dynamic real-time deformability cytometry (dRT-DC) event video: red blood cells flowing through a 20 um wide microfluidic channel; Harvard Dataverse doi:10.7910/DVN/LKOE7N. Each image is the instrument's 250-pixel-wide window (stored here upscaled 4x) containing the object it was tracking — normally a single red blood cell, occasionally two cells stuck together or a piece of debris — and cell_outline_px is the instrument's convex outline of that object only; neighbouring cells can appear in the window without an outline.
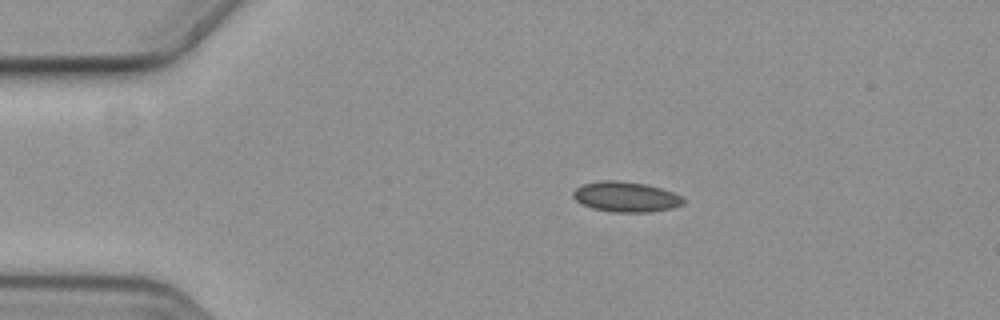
{"species": "common noctule bat (a hibernating species)", "species_latin": "Nyctalus noctula", "temperature_condition": "cold", "stored_images_in_passage": 3, "camera_frame_rate_fps": 3000, "um_per_image_px": 0.085, "animal": {"sex": "female", "body_mass_g": 19.3, "forearm_length_mm": 54.1}, "frame": {"image": 1, "passage_image": 1, "time_ms": 0.0, "image_size_px": [1000, 320], "cell_outline_px": [[684, 204], [672, 208], [652, 212], [612, 212], [592, 208], [580, 204], [572, 196], [572, 192], [576, 188], [584, 184], [600, 180], [616, 180], [644, 184], [660, 188], [672, 192], [680, 196], [684, 200]], "centroid_in_image_um": [53.17, 16.74], "position_along_channel_um": 31.8, "area_um2": 19.42}}
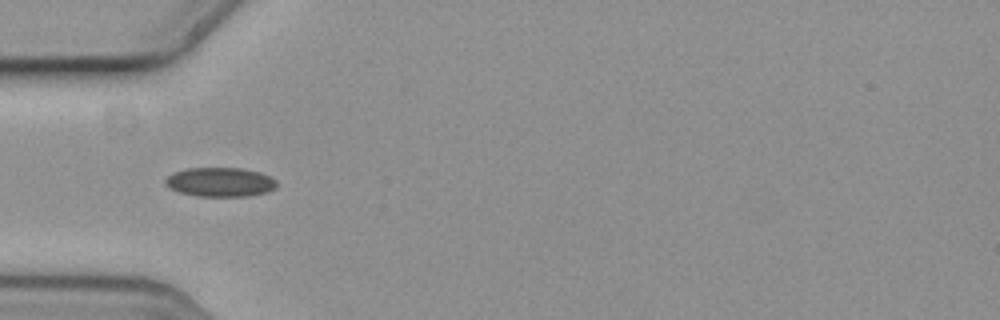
{"frame": {"image": 2, "passage_image": 3, "time_ms": 0.667, "image_size_px": [1000, 320], "cell_outline_px": [[276, 188], [268, 192], [248, 196], [196, 196], [180, 192], [168, 188], [164, 184], [164, 180], [172, 172], [188, 168], [240, 168], [260, 172], [276, 180]], "centroid_in_image_um": [18.69, 15.48], "position_along_channel_um": 66.3, "area_um2": 19.07}}